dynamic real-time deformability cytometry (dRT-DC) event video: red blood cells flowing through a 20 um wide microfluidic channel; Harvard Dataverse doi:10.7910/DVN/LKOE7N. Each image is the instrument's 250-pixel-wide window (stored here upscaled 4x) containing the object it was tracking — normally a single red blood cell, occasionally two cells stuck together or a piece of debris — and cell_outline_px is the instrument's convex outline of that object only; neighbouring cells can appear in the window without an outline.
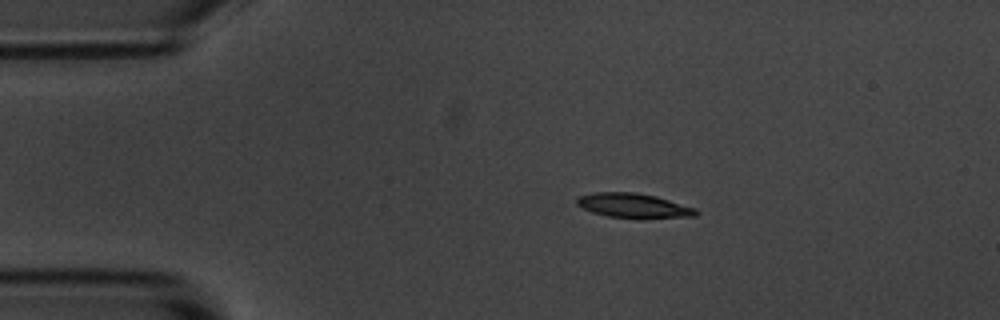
{"species": "common noctule bat (a hibernating species)", "species_latin": "Nyctalus noctula", "temperature_condition": "room temperature", "stored_images_in_passage": 46, "camera_frame_rate_fps": 3000, "um_per_image_px": 0.085, "animal": {"sex": "male", "body_mass_g": 20.1, "forearm_length_mm": 53.5}, "frame": {"image": 1, "passage_image": 1, "time_ms": 0.0, "image_size_px": [1000, 320], "cell_outline_px": [[700, 212], [696, 216], [636, 220], [608, 216], [592, 212], [576, 204], [576, 196], [592, 192], [636, 192], [656, 196], [696, 208]], "centroid_in_image_um": [53.87, 17.5], "position_along_channel_um": 31.1, "area_um2": 17.63}}
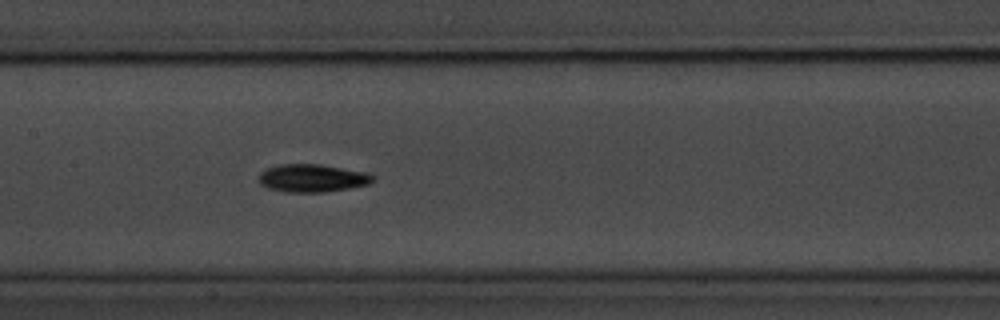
{"frame": {"image": 2, "passage_image": 17, "time_ms": 5.333, "image_size_px": [1000, 320], "cell_outline_px": [[376, 180], [368, 184], [348, 188], [324, 192], [284, 192], [268, 188], [260, 184], [260, 172], [264, 168], [280, 164], [320, 164], [368, 172], [376, 176]], "centroid_in_image_um": [26.56, 15.13], "position_along_channel_um": 180.8, "area_um2": 18.73}}
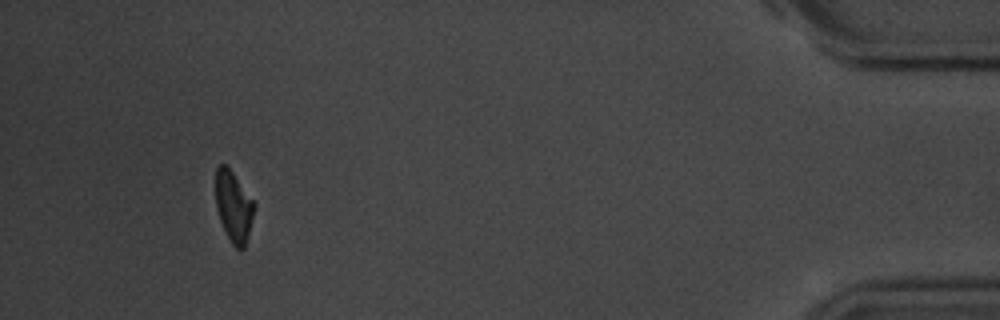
{"frame": {"image": 3, "passage_image": 42, "time_ms": 13.667, "image_size_px": [1000, 320], "cell_outline_px": [[252, 216], [244, 248], [236, 248], [232, 244], [220, 220], [216, 208], [216, 168], [220, 164], [224, 164], [232, 172], [252, 200]], "centroid_in_image_um": [19.8, 17.54], "position_along_channel_um": 415.4, "area_um2": 15.03}, "authors_computed_cell_mechanics": {"area_um2": 17.4845, "velocity_mm_per_s": 3.6393, "shape_relaxation_time_tau1_ms": 2.9028, "shape_relaxation_time_tau2_ms": 9.1044, "deformation_change_tau1": 0.1583, "deformation_change_tau2": 0.1614}}